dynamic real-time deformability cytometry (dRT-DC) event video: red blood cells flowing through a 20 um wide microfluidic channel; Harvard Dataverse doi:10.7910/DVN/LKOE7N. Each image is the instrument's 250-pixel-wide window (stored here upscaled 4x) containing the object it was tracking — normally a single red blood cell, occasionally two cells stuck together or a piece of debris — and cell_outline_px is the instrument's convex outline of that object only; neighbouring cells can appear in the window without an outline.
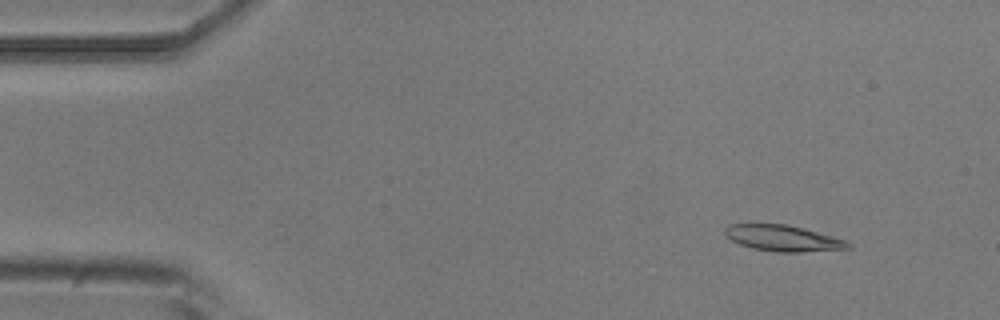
{"species": "common noctule bat (a hibernating species)", "species_latin": "Nyctalus noctula", "temperature_condition": "room temperature", "stored_images_in_passage": 54, "camera_frame_rate_fps": 3000, "um_per_image_px": 0.085, "animal": {"sex": "male", "body_mass_g": 20.5, "forearm_length_mm": 52.5}, "frame": {"image": 1, "passage_image": 6, "time_ms": 1.667, "image_size_px": [1000, 320], "cell_outline_px": [[852, 248], [800, 252], [776, 252], [752, 248], [740, 244], [724, 236], [724, 228], [728, 224], [788, 224], [804, 228], [832, 236], [844, 240], [852, 244]], "centroid_in_image_um": [66.53, 20.24], "position_along_channel_um": 18.5, "area_um2": 18.73}}
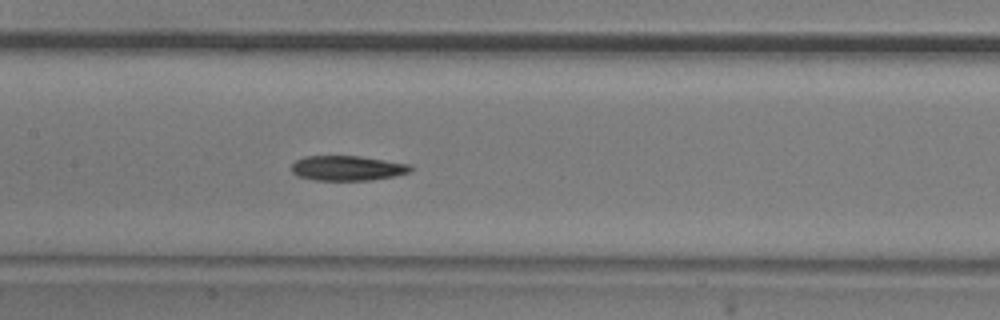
{"frame": {"image": 2, "passage_image": 26, "time_ms": 8.333, "image_size_px": [1000, 320], "cell_outline_px": [[412, 172], [372, 180], [316, 180], [296, 176], [292, 172], [292, 164], [296, 160], [304, 156], [360, 156], [412, 164]], "centroid_in_image_um": [29.54, 14.29], "position_along_channel_um": 177.9, "area_um2": 17.4}}
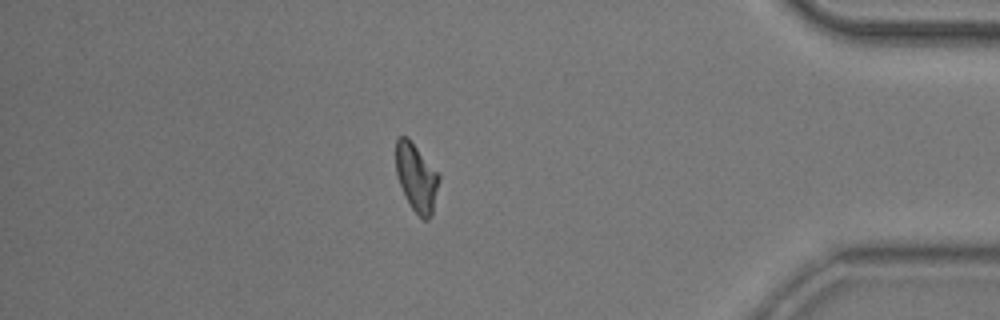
{"frame": {"image": 3, "passage_image": 47, "time_ms": 15.333, "image_size_px": [1000, 320], "cell_outline_px": [[440, 180], [432, 212], [428, 220], [424, 220], [412, 208], [400, 184], [396, 172], [396, 140], [400, 136], [408, 136], [440, 176]], "centroid_in_image_um": [35.4, 15.06], "position_along_channel_um": 399.8, "area_um2": 16.7}, "authors_computed_cell_mechanics": {"area_um2": 18.0336, "velocity_mm_per_s": 3.7184, "shape_relaxation_time_tau1_ms": 5.983, "shape_relaxation_time_tau2_ms": 4.7279, "deformation_change_tau1": 0.1676, "deformation_change_tau2": 0.1108}}